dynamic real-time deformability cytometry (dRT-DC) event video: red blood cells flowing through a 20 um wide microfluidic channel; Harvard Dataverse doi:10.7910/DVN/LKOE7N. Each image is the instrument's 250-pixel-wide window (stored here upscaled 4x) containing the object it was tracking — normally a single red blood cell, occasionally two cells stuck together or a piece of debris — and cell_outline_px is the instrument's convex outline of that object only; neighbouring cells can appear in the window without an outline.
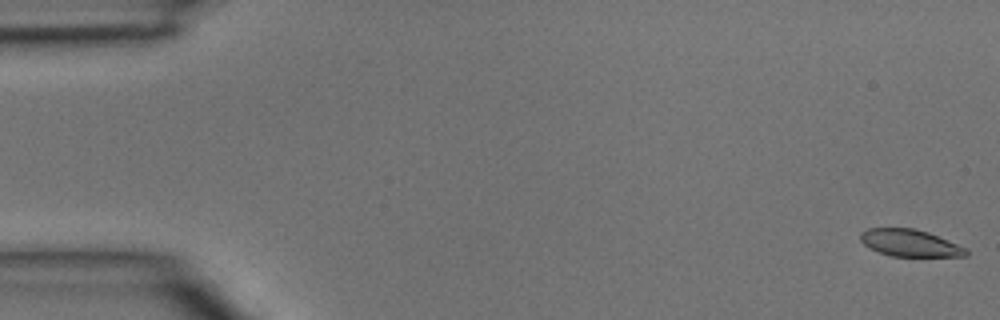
{"species": "common noctule bat (a hibernating species)", "species_latin": "Nyctalus noctula", "temperature_condition": "room temperature", "stored_images_in_passage": 4, "camera_frame_rate_fps": 3000, "um_per_image_px": 0.085, "animal": {"sex": "male", "body_mass_g": 15.6}, "frame": {"image": 1, "passage_image": 1, "time_ms": 0.0, "image_size_px": [1000, 320], "cell_outline_px": [[968, 256], [892, 256], [880, 252], [864, 244], [860, 240], [860, 232], [868, 228], [912, 228], [928, 232], [968, 248]], "centroid_in_image_um": [77.37, 20.65], "position_along_channel_um": 7.6, "area_um2": 16.53}}
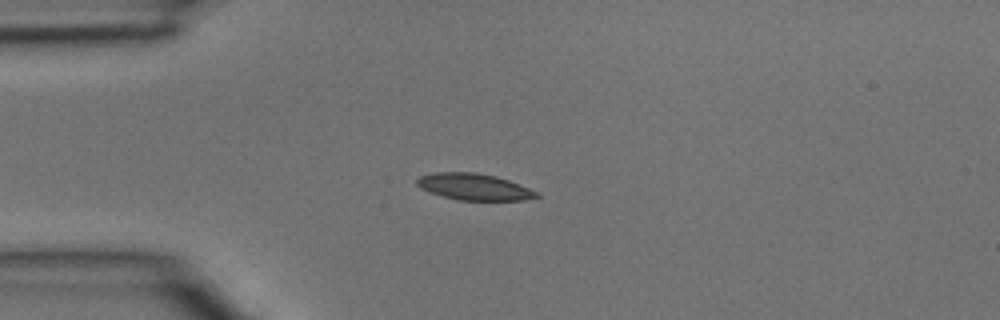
{"frame": {"image": 2, "passage_image": 4, "time_ms": 1.0, "image_size_px": [1000, 320], "cell_outline_px": [[540, 196], [524, 200], [456, 200], [428, 192], [420, 188], [416, 184], [416, 180], [420, 176], [436, 172], [476, 172], [496, 176], [508, 180], [540, 192]], "centroid_in_image_um": [40.29, 15.88], "position_along_channel_um": 44.7, "area_um2": 18.61}}